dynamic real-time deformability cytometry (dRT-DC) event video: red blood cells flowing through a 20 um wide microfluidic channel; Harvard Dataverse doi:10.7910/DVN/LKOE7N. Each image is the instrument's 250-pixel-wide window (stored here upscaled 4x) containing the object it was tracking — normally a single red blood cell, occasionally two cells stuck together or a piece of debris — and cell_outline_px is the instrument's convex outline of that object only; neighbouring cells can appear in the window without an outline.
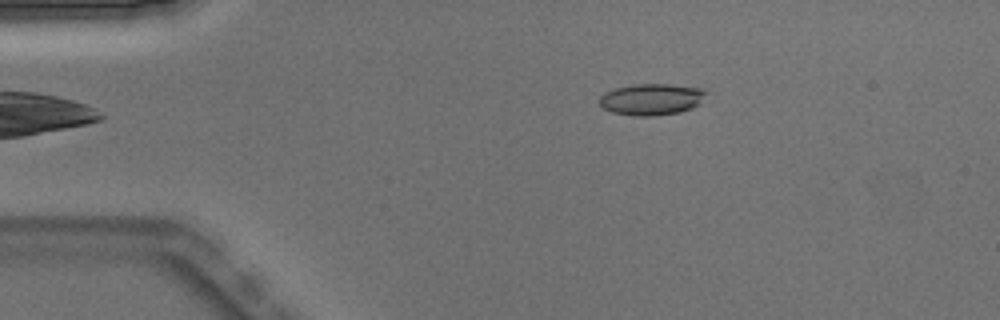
{"species": "Egyptian fruit bat (a non-hibernating species)", "species_latin": "Rousettus aegyptiacus", "temperature_condition": "warm", "stored_images_in_passage": 4, "camera_frame_rate_fps": 3000, "um_per_image_px": 0.085, "animal": {"sex": "male"}, "frame": {"image": 1, "passage_image": 4, "time_ms": 1.0, "image_size_px": [1000, 320], "cell_outline_px": [[708, 92], [700, 104], [692, 108], [680, 112], [652, 116], [636, 116], [612, 112], [604, 108], [600, 104], [600, 96], [604, 92], [616, 88], [632, 84], [672, 84], [704, 88]], "centroid_in_image_um": [55.42, 8.43], "position_along_channel_um": 29.6, "area_um2": 19.77}}